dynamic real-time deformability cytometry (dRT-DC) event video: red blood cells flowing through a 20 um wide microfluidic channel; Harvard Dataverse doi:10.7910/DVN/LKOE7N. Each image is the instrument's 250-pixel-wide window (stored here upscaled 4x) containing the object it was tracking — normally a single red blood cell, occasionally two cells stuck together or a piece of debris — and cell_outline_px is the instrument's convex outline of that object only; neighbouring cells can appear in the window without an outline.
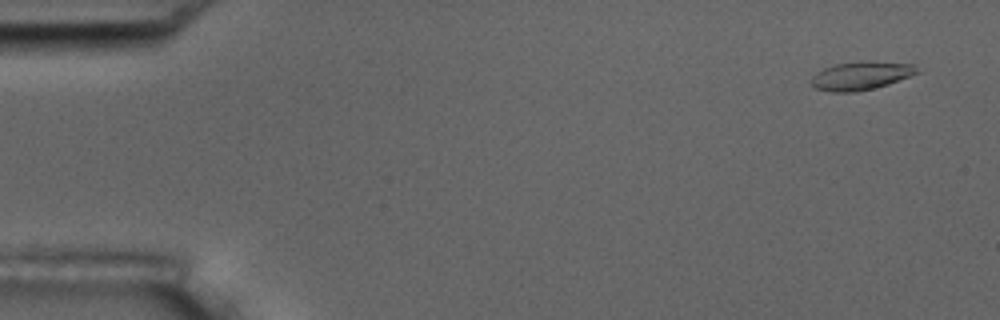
{"species": "common noctule bat (a hibernating species)", "species_latin": "Nyctalus noctula", "temperature_condition": "room temperature", "stored_images_in_passage": 4, "camera_frame_rate_fps": 3000, "um_per_image_px": 0.085, "animal": {"sex": "male", "body_mass_g": 17.5, "forearm_length_mm": 52.3}, "frame": {"image": 1, "passage_image": 1, "time_ms": 0.0, "image_size_px": [1000, 320], "cell_outline_px": [[920, 72], [888, 84], [872, 88], [852, 92], [828, 92], [816, 88], [812, 84], [812, 76], [816, 72], [824, 68], [836, 64], [916, 64]], "centroid_in_image_um": [73.13, 6.49], "position_along_channel_um": 11.9, "area_um2": 16.36}}